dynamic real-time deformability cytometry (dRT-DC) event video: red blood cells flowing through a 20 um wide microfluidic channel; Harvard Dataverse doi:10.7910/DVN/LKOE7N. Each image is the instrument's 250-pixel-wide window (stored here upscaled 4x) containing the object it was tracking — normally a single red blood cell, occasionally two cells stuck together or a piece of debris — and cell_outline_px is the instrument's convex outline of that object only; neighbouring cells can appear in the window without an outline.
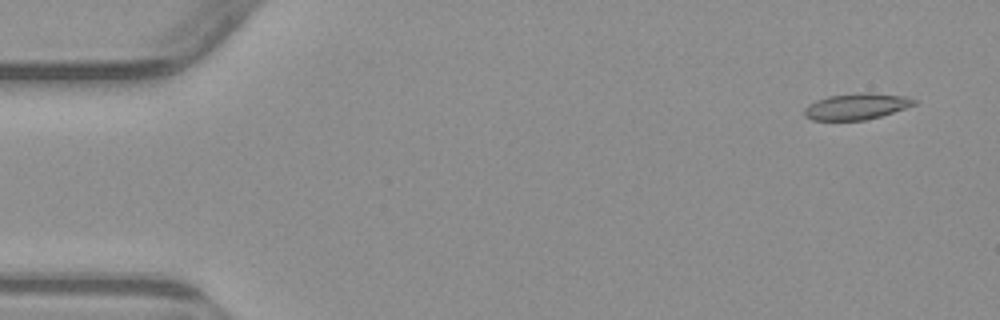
{"species": "common noctule bat (a hibernating species)", "species_latin": "Nyctalus noctula", "temperature_condition": "warm", "stored_images_in_passage": 4, "camera_frame_rate_fps": 3000, "um_per_image_px": 0.085, "animal": {"sex": "male", "body_mass_g": 23.1, "forearm_length_mm": 52.7}, "frame": {"image": 1, "passage_image": 1, "time_ms": 0.0, "image_size_px": [1000, 320], "cell_outline_px": [[920, 100], [916, 104], [880, 116], [864, 120], [812, 120], [804, 116], [804, 108], [808, 104], [816, 100], [828, 96], [864, 92], [868, 92], [904, 96]], "centroid_in_image_um": [72.79, 9.04], "position_along_channel_um": 12.2, "area_um2": 16.76}}
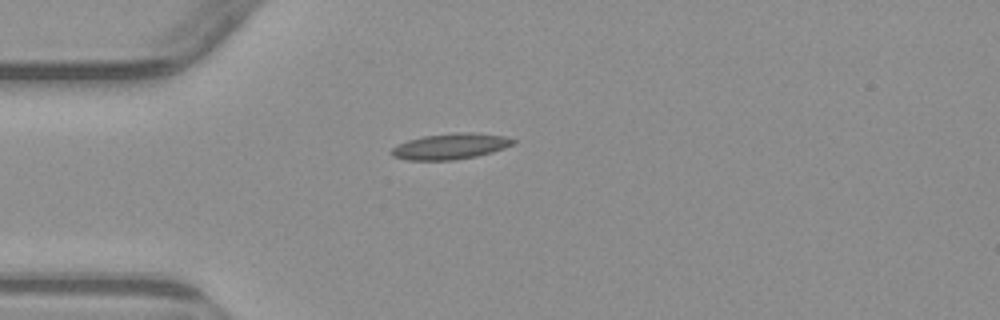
{"frame": {"image": 2, "passage_image": 3, "time_ms": 3.667, "image_size_px": [1000, 320], "cell_outline_px": [[516, 140], [512, 144], [504, 148], [492, 152], [476, 156], [452, 160], [408, 160], [392, 156], [388, 152], [392, 148], [408, 140], [424, 136], [452, 132], [472, 132], [504, 136]], "centroid_in_image_um": [38.26, 12.43], "position_along_channel_um": 46.7, "area_um2": 18.26}}